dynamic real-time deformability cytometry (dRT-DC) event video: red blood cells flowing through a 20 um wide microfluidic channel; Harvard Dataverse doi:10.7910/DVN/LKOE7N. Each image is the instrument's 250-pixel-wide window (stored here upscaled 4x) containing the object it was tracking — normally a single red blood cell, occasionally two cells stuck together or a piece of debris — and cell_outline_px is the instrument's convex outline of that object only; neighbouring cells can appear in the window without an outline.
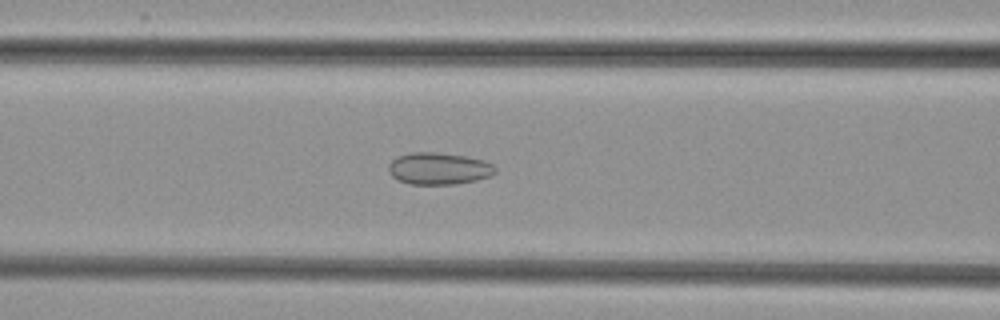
{"species": "common noctule bat (a hibernating species)", "species_latin": "Nyctalus noctula", "temperature_condition": "cold", "stored_images_in_passage": 54, "camera_frame_rate_fps": 3000, "um_per_image_px": 0.085, "animal": {"sex": "female", "body_mass_g": 29.2, "forearm_length_mm": 56.3}, "frame": {"image": 1, "passage_image": 23, "time_ms": 7.333, "image_size_px": [1000, 320], "cell_outline_px": [[496, 172], [492, 176], [476, 180], [456, 184], [408, 184], [396, 180], [388, 172], [388, 164], [396, 156], [412, 152], [436, 152], [464, 156], [484, 160], [492, 164], [496, 168]], "centroid_in_image_um": [37.27, 14.33], "position_along_channel_um": 129.3, "area_um2": 20.11}}
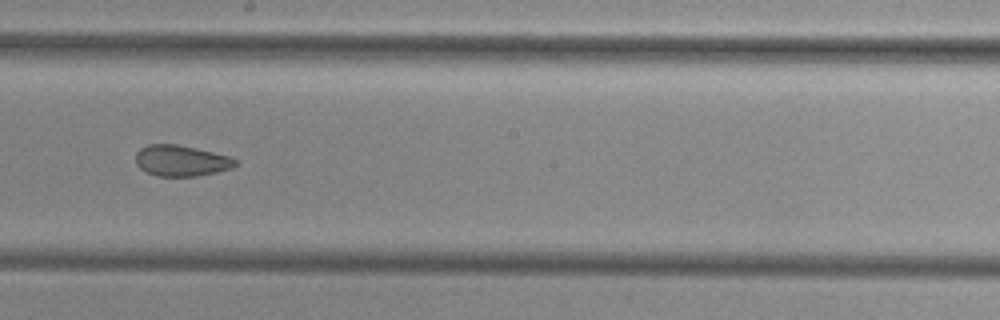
{"frame": {"image": 2, "passage_image": 31, "time_ms": 10.0, "image_size_px": [1000, 320], "cell_outline_px": [[236, 164], [232, 168], [216, 172], [196, 176], [156, 176], [140, 168], [136, 164], [136, 152], [140, 148], [148, 144], [176, 144], [196, 148], [228, 156], [236, 160]], "centroid_in_image_um": [15.37, 13.65], "position_along_channel_um": 232.8, "area_um2": 17.86}}
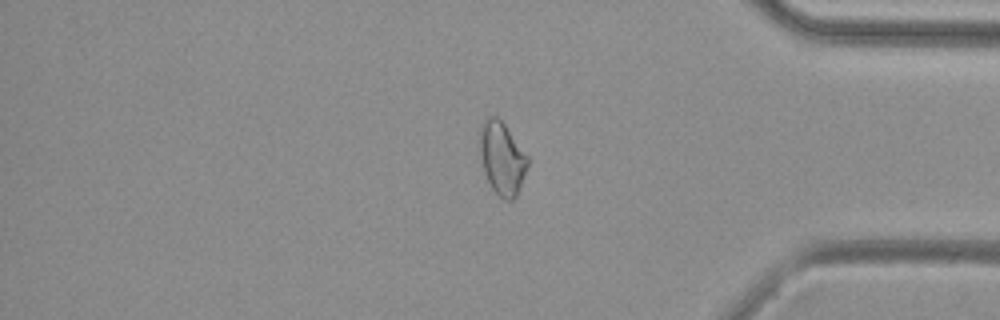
{"frame": {"image": 3, "passage_image": 45, "time_ms": 14.667, "image_size_px": [1000, 320], "cell_outline_px": [[528, 164], [516, 196], [512, 200], [504, 200], [492, 188], [484, 172], [480, 152], [480, 124], [488, 116], [496, 116], [504, 124], [528, 156]], "centroid_in_image_um": [42.66, 13.43], "position_along_channel_um": 392.5, "area_um2": 19.94}}